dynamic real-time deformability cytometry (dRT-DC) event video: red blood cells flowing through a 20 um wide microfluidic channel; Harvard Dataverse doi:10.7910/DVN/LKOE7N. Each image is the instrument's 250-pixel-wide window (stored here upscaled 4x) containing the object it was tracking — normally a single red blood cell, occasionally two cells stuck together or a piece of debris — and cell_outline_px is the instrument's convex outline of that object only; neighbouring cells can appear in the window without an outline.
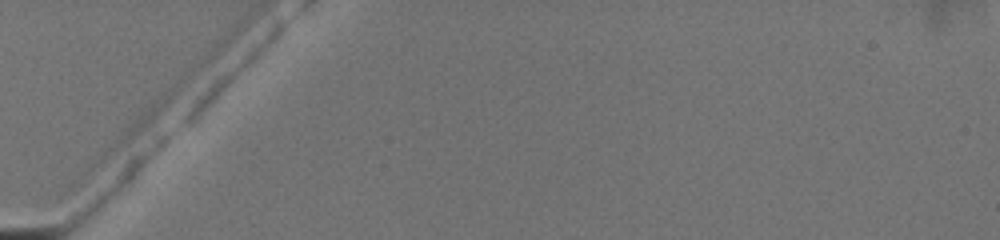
{"species": "common noctule bat (a hibernating species)", "species_latin": "Nyctalus noctula", "temperature_condition": "warm", "stored_images_in_passage": 4, "camera_frame_rate_fps": 3000, "um_per_image_px": 0.085, "animal": {"sex": "female", "body_mass_g": 19.5, "forearm_length_mm": 54.1}, "frame": {"image": 1, "passage_image": 1, "time_ms": 0.0, "image_size_px": [1000, 240], "cell_outline_px": [[284, 24], [280, 32], [200, 116], [192, 124], [184, 124], [184, 120], [192, 108], [208, 88], [216, 80], [280, 24]], "centroid_in_image_um": [19.43, 6.63], "position_along_channel_um": 65.6, "area_um2": 10.17}}